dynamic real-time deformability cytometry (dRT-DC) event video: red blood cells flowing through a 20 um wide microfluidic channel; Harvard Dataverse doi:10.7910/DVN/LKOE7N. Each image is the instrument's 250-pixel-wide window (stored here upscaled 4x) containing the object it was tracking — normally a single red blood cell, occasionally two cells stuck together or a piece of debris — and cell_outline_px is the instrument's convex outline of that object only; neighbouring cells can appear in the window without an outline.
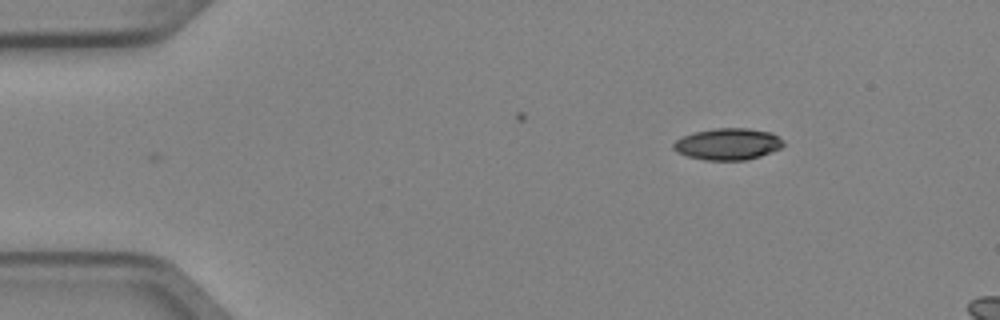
{"species": "Egyptian fruit bat (a non-hibernating species)", "species_latin": "Rousettus aegyptiacus", "temperature_condition": "cold", "stored_images_in_passage": 3, "camera_frame_rate_fps": 3000, "um_per_image_px": 0.085, "animal": {"sex": "female"}, "frame": {"image": 1, "passage_image": 1, "time_ms": 0.0, "image_size_px": [1000, 320], "cell_outline_px": [[784, 144], [780, 148], [760, 156], [744, 160], [704, 160], [688, 156], [676, 152], [672, 148], [672, 144], [676, 140], [692, 132], [712, 128], [748, 128], [772, 132], [784, 140]], "centroid_in_image_um": [61.85, 12.23], "position_along_channel_um": 23.1, "area_um2": 20.4}}